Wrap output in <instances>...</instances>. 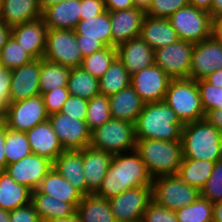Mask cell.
<instances>
[{"label": "cell", "instance_id": "cell-1", "mask_svg": "<svg viewBox=\"0 0 222 222\" xmlns=\"http://www.w3.org/2000/svg\"><path fill=\"white\" fill-rule=\"evenodd\" d=\"M151 178L138 152L115 154L95 195L109 199L135 187L151 186Z\"/></svg>", "mask_w": 222, "mask_h": 222}, {"label": "cell", "instance_id": "cell-2", "mask_svg": "<svg viewBox=\"0 0 222 222\" xmlns=\"http://www.w3.org/2000/svg\"><path fill=\"white\" fill-rule=\"evenodd\" d=\"M184 124L165 102L145 103L135 123L136 139L181 140Z\"/></svg>", "mask_w": 222, "mask_h": 222}, {"label": "cell", "instance_id": "cell-3", "mask_svg": "<svg viewBox=\"0 0 222 222\" xmlns=\"http://www.w3.org/2000/svg\"><path fill=\"white\" fill-rule=\"evenodd\" d=\"M135 150L152 179L176 175L184 158L181 140L136 139Z\"/></svg>", "mask_w": 222, "mask_h": 222}, {"label": "cell", "instance_id": "cell-4", "mask_svg": "<svg viewBox=\"0 0 222 222\" xmlns=\"http://www.w3.org/2000/svg\"><path fill=\"white\" fill-rule=\"evenodd\" d=\"M183 159L222 160V132L206 119L184 124L182 128Z\"/></svg>", "mask_w": 222, "mask_h": 222}, {"label": "cell", "instance_id": "cell-5", "mask_svg": "<svg viewBox=\"0 0 222 222\" xmlns=\"http://www.w3.org/2000/svg\"><path fill=\"white\" fill-rule=\"evenodd\" d=\"M164 101L175 111L183 124L205 118L197 81L193 79H171Z\"/></svg>", "mask_w": 222, "mask_h": 222}, {"label": "cell", "instance_id": "cell-6", "mask_svg": "<svg viewBox=\"0 0 222 222\" xmlns=\"http://www.w3.org/2000/svg\"><path fill=\"white\" fill-rule=\"evenodd\" d=\"M89 146L112 155L132 151L136 146L134 124L112 118L91 131Z\"/></svg>", "mask_w": 222, "mask_h": 222}, {"label": "cell", "instance_id": "cell-7", "mask_svg": "<svg viewBox=\"0 0 222 222\" xmlns=\"http://www.w3.org/2000/svg\"><path fill=\"white\" fill-rule=\"evenodd\" d=\"M168 20L180 40L193 44L213 36V19L210 13L188 4L173 13Z\"/></svg>", "mask_w": 222, "mask_h": 222}, {"label": "cell", "instance_id": "cell-8", "mask_svg": "<svg viewBox=\"0 0 222 222\" xmlns=\"http://www.w3.org/2000/svg\"><path fill=\"white\" fill-rule=\"evenodd\" d=\"M152 201L170 210H178L192 204L200 191L177 175L161 176L152 181Z\"/></svg>", "mask_w": 222, "mask_h": 222}, {"label": "cell", "instance_id": "cell-9", "mask_svg": "<svg viewBox=\"0 0 222 222\" xmlns=\"http://www.w3.org/2000/svg\"><path fill=\"white\" fill-rule=\"evenodd\" d=\"M43 58L69 68L80 67L83 56L74 30L48 29Z\"/></svg>", "mask_w": 222, "mask_h": 222}, {"label": "cell", "instance_id": "cell-10", "mask_svg": "<svg viewBox=\"0 0 222 222\" xmlns=\"http://www.w3.org/2000/svg\"><path fill=\"white\" fill-rule=\"evenodd\" d=\"M48 118L41 95L11 102L3 113V122L6 126L11 130L21 132L29 131Z\"/></svg>", "mask_w": 222, "mask_h": 222}, {"label": "cell", "instance_id": "cell-11", "mask_svg": "<svg viewBox=\"0 0 222 222\" xmlns=\"http://www.w3.org/2000/svg\"><path fill=\"white\" fill-rule=\"evenodd\" d=\"M116 222H141L152 201V186L129 189L108 199Z\"/></svg>", "mask_w": 222, "mask_h": 222}, {"label": "cell", "instance_id": "cell-12", "mask_svg": "<svg viewBox=\"0 0 222 222\" xmlns=\"http://www.w3.org/2000/svg\"><path fill=\"white\" fill-rule=\"evenodd\" d=\"M194 44L179 40L174 44L156 49L154 63L171 79L189 78Z\"/></svg>", "mask_w": 222, "mask_h": 222}, {"label": "cell", "instance_id": "cell-13", "mask_svg": "<svg viewBox=\"0 0 222 222\" xmlns=\"http://www.w3.org/2000/svg\"><path fill=\"white\" fill-rule=\"evenodd\" d=\"M64 150H82L90 145L91 131L85 121L61 112L48 118Z\"/></svg>", "mask_w": 222, "mask_h": 222}, {"label": "cell", "instance_id": "cell-14", "mask_svg": "<svg viewBox=\"0 0 222 222\" xmlns=\"http://www.w3.org/2000/svg\"><path fill=\"white\" fill-rule=\"evenodd\" d=\"M171 78L155 63L131 75V86L145 103L164 101Z\"/></svg>", "mask_w": 222, "mask_h": 222}, {"label": "cell", "instance_id": "cell-15", "mask_svg": "<svg viewBox=\"0 0 222 222\" xmlns=\"http://www.w3.org/2000/svg\"><path fill=\"white\" fill-rule=\"evenodd\" d=\"M219 69H222V43L214 36L195 43L189 79H204Z\"/></svg>", "mask_w": 222, "mask_h": 222}, {"label": "cell", "instance_id": "cell-16", "mask_svg": "<svg viewBox=\"0 0 222 222\" xmlns=\"http://www.w3.org/2000/svg\"><path fill=\"white\" fill-rule=\"evenodd\" d=\"M53 168V162L31 153L19 161L7 165L5 171L16 183L30 190H37L46 174Z\"/></svg>", "mask_w": 222, "mask_h": 222}, {"label": "cell", "instance_id": "cell-17", "mask_svg": "<svg viewBox=\"0 0 222 222\" xmlns=\"http://www.w3.org/2000/svg\"><path fill=\"white\" fill-rule=\"evenodd\" d=\"M41 59H33L23 66L11 70L10 99L17 102L40 95L39 74Z\"/></svg>", "mask_w": 222, "mask_h": 222}, {"label": "cell", "instance_id": "cell-18", "mask_svg": "<svg viewBox=\"0 0 222 222\" xmlns=\"http://www.w3.org/2000/svg\"><path fill=\"white\" fill-rule=\"evenodd\" d=\"M48 27L43 18L11 27V36L34 59L43 58Z\"/></svg>", "mask_w": 222, "mask_h": 222}, {"label": "cell", "instance_id": "cell-19", "mask_svg": "<svg viewBox=\"0 0 222 222\" xmlns=\"http://www.w3.org/2000/svg\"><path fill=\"white\" fill-rule=\"evenodd\" d=\"M145 15L143 9L136 7L110 12L113 47L140 36Z\"/></svg>", "mask_w": 222, "mask_h": 222}, {"label": "cell", "instance_id": "cell-20", "mask_svg": "<svg viewBox=\"0 0 222 222\" xmlns=\"http://www.w3.org/2000/svg\"><path fill=\"white\" fill-rule=\"evenodd\" d=\"M116 51L130 75L154 64V50L140 36L118 45Z\"/></svg>", "mask_w": 222, "mask_h": 222}, {"label": "cell", "instance_id": "cell-21", "mask_svg": "<svg viewBox=\"0 0 222 222\" xmlns=\"http://www.w3.org/2000/svg\"><path fill=\"white\" fill-rule=\"evenodd\" d=\"M31 152L54 162L64 151L58 136L49 120H46L26 131Z\"/></svg>", "mask_w": 222, "mask_h": 222}, {"label": "cell", "instance_id": "cell-22", "mask_svg": "<svg viewBox=\"0 0 222 222\" xmlns=\"http://www.w3.org/2000/svg\"><path fill=\"white\" fill-rule=\"evenodd\" d=\"M112 157L111 153L91 146L83 149V173L87 185V195L95 194L99 190Z\"/></svg>", "mask_w": 222, "mask_h": 222}, {"label": "cell", "instance_id": "cell-23", "mask_svg": "<svg viewBox=\"0 0 222 222\" xmlns=\"http://www.w3.org/2000/svg\"><path fill=\"white\" fill-rule=\"evenodd\" d=\"M81 0H64L47 7L42 18L48 29L74 30L80 21Z\"/></svg>", "mask_w": 222, "mask_h": 222}, {"label": "cell", "instance_id": "cell-24", "mask_svg": "<svg viewBox=\"0 0 222 222\" xmlns=\"http://www.w3.org/2000/svg\"><path fill=\"white\" fill-rule=\"evenodd\" d=\"M140 37L155 51L180 40L168 18L145 15Z\"/></svg>", "mask_w": 222, "mask_h": 222}, {"label": "cell", "instance_id": "cell-25", "mask_svg": "<svg viewBox=\"0 0 222 222\" xmlns=\"http://www.w3.org/2000/svg\"><path fill=\"white\" fill-rule=\"evenodd\" d=\"M53 167L83 195H87L83 173V149L64 150L53 162Z\"/></svg>", "mask_w": 222, "mask_h": 222}, {"label": "cell", "instance_id": "cell-26", "mask_svg": "<svg viewBox=\"0 0 222 222\" xmlns=\"http://www.w3.org/2000/svg\"><path fill=\"white\" fill-rule=\"evenodd\" d=\"M108 98L112 118L129 121L133 124L145 105L131 85L108 96Z\"/></svg>", "mask_w": 222, "mask_h": 222}, {"label": "cell", "instance_id": "cell-27", "mask_svg": "<svg viewBox=\"0 0 222 222\" xmlns=\"http://www.w3.org/2000/svg\"><path fill=\"white\" fill-rule=\"evenodd\" d=\"M38 190L55 199L70 203L75 209L83 198V194L54 167L43 178Z\"/></svg>", "mask_w": 222, "mask_h": 222}, {"label": "cell", "instance_id": "cell-28", "mask_svg": "<svg viewBox=\"0 0 222 222\" xmlns=\"http://www.w3.org/2000/svg\"><path fill=\"white\" fill-rule=\"evenodd\" d=\"M42 18L38 0H2L0 19L13 27Z\"/></svg>", "mask_w": 222, "mask_h": 222}, {"label": "cell", "instance_id": "cell-29", "mask_svg": "<svg viewBox=\"0 0 222 222\" xmlns=\"http://www.w3.org/2000/svg\"><path fill=\"white\" fill-rule=\"evenodd\" d=\"M32 190L16 183L6 171H0V208L12 211L31 203Z\"/></svg>", "mask_w": 222, "mask_h": 222}, {"label": "cell", "instance_id": "cell-30", "mask_svg": "<svg viewBox=\"0 0 222 222\" xmlns=\"http://www.w3.org/2000/svg\"><path fill=\"white\" fill-rule=\"evenodd\" d=\"M74 31L76 35H82V39H98L106 47H113L110 12L107 10L94 18L80 20Z\"/></svg>", "mask_w": 222, "mask_h": 222}, {"label": "cell", "instance_id": "cell-31", "mask_svg": "<svg viewBox=\"0 0 222 222\" xmlns=\"http://www.w3.org/2000/svg\"><path fill=\"white\" fill-rule=\"evenodd\" d=\"M76 213L81 222H116L108 199L95 194L83 195Z\"/></svg>", "mask_w": 222, "mask_h": 222}, {"label": "cell", "instance_id": "cell-32", "mask_svg": "<svg viewBox=\"0 0 222 222\" xmlns=\"http://www.w3.org/2000/svg\"><path fill=\"white\" fill-rule=\"evenodd\" d=\"M31 204L41 221L50 218H65L76 212V209L70 203L43 194L38 189L32 191Z\"/></svg>", "mask_w": 222, "mask_h": 222}, {"label": "cell", "instance_id": "cell-33", "mask_svg": "<svg viewBox=\"0 0 222 222\" xmlns=\"http://www.w3.org/2000/svg\"><path fill=\"white\" fill-rule=\"evenodd\" d=\"M214 164L215 162L208 160L183 159L176 175L186 184L201 191L212 173Z\"/></svg>", "mask_w": 222, "mask_h": 222}, {"label": "cell", "instance_id": "cell-34", "mask_svg": "<svg viewBox=\"0 0 222 222\" xmlns=\"http://www.w3.org/2000/svg\"><path fill=\"white\" fill-rule=\"evenodd\" d=\"M131 85V75L116 57L110 67L99 78L100 94L110 96Z\"/></svg>", "mask_w": 222, "mask_h": 222}, {"label": "cell", "instance_id": "cell-35", "mask_svg": "<svg viewBox=\"0 0 222 222\" xmlns=\"http://www.w3.org/2000/svg\"><path fill=\"white\" fill-rule=\"evenodd\" d=\"M70 95L78 96L87 100L100 94L99 79L91 76L81 66L71 68L67 84Z\"/></svg>", "mask_w": 222, "mask_h": 222}, {"label": "cell", "instance_id": "cell-36", "mask_svg": "<svg viewBox=\"0 0 222 222\" xmlns=\"http://www.w3.org/2000/svg\"><path fill=\"white\" fill-rule=\"evenodd\" d=\"M71 68L41 58L40 95L58 87H67Z\"/></svg>", "mask_w": 222, "mask_h": 222}, {"label": "cell", "instance_id": "cell-37", "mask_svg": "<svg viewBox=\"0 0 222 222\" xmlns=\"http://www.w3.org/2000/svg\"><path fill=\"white\" fill-rule=\"evenodd\" d=\"M4 153L7 165L15 163L30 155L32 152L26 133L8 128L5 139Z\"/></svg>", "mask_w": 222, "mask_h": 222}, {"label": "cell", "instance_id": "cell-38", "mask_svg": "<svg viewBox=\"0 0 222 222\" xmlns=\"http://www.w3.org/2000/svg\"><path fill=\"white\" fill-rule=\"evenodd\" d=\"M175 212L178 222H212L213 203L199 196L192 204Z\"/></svg>", "mask_w": 222, "mask_h": 222}, {"label": "cell", "instance_id": "cell-39", "mask_svg": "<svg viewBox=\"0 0 222 222\" xmlns=\"http://www.w3.org/2000/svg\"><path fill=\"white\" fill-rule=\"evenodd\" d=\"M117 57L116 47H105L83 58L81 67L91 76L99 79Z\"/></svg>", "mask_w": 222, "mask_h": 222}, {"label": "cell", "instance_id": "cell-40", "mask_svg": "<svg viewBox=\"0 0 222 222\" xmlns=\"http://www.w3.org/2000/svg\"><path fill=\"white\" fill-rule=\"evenodd\" d=\"M110 119H112V115L108 96L98 94L92 99L88 100L85 122L90 131L102 126Z\"/></svg>", "mask_w": 222, "mask_h": 222}, {"label": "cell", "instance_id": "cell-41", "mask_svg": "<svg viewBox=\"0 0 222 222\" xmlns=\"http://www.w3.org/2000/svg\"><path fill=\"white\" fill-rule=\"evenodd\" d=\"M34 58L10 36L0 52V65L13 70L31 62Z\"/></svg>", "mask_w": 222, "mask_h": 222}, {"label": "cell", "instance_id": "cell-42", "mask_svg": "<svg viewBox=\"0 0 222 222\" xmlns=\"http://www.w3.org/2000/svg\"><path fill=\"white\" fill-rule=\"evenodd\" d=\"M200 196L213 204L222 201V160L214 164L210 177L200 191Z\"/></svg>", "mask_w": 222, "mask_h": 222}, {"label": "cell", "instance_id": "cell-43", "mask_svg": "<svg viewBox=\"0 0 222 222\" xmlns=\"http://www.w3.org/2000/svg\"><path fill=\"white\" fill-rule=\"evenodd\" d=\"M201 104L206 113L212 109H222V88L216 87L205 79L197 80Z\"/></svg>", "mask_w": 222, "mask_h": 222}, {"label": "cell", "instance_id": "cell-44", "mask_svg": "<svg viewBox=\"0 0 222 222\" xmlns=\"http://www.w3.org/2000/svg\"><path fill=\"white\" fill-rule=\"evenodd\" d=\"M187 5V0H152L146 15L154 18H169L173 13Z\"/></svg>", "mask_w": 222, "mask_h": 222}, {"label": "cell", "instance_id": "cell-45", "mask_svg": "<svg viewBox=\"0 0 222 222\" xmlns=\"http://www.w3.org/2000/svg\"><path fill=\"white\" fill-rule=\"evenodd\" d=\"M48 115L59 113L70 96L67 87H58L41 95Z\"/></svg>", "mask_w": 222, "mask_h": 222}, {"label": "cell", "instance_id": "cell-46", "mask_svg": "<svg viewBox=\"0 0 222 222\" xmlns=\"http://www.w3.org/2000/svg\"><path fill=\"white\" fill-rule=\"evenodd\" d=\"M141 222H178L175 210H170L151 201L143 213Z\"/></svg>", "mask_w": 222, "mask_h": 222}, {"label": "cell", "instance_id": "cell-47", "mask_svg": "<svg viewBox=\"0 0 222 222\" xmlns=\"http://www.w3.org/2000/svg\"><path fill=\"white\" fill-rule=\"evenodd\" d=\"M88 100L70 95L61 108V113L85 121L87 115Z\"/></svg>", "mask_w": 222, "mask_h": 222}, {"label": "cell", "instance_id": "cell-48", "mask_svg": "<svg viewBox=\"0 0 222 222\" xmlns=\"http://www.w3.org/2000/svg\"><path fill=\"white\" fill-rule=\"evenodd\" d=\"M9 218V222H42L31 203L9 211Z\"/></svg>", "mask_w": 222, "mask_h": 222}, {"label": "cell", "instance_id": "cell-49", "mask_svg": "<svg viewBox=\"0 0 222 222\" xmlns=\"http://www.w3.org/2000/svg\"><path fill=\"white\" fill-rule=\"evenodd\" d=\"M12 72L8 68L0 66V108L4 109L11 103L10 83Z\"/></svg>", "mask_w": 222, "mask_h": 222}, {"label": "cell", "instance_id": "cell-50", "mask_svg": "<svg viewBox=\"0 0 222 222\" xmlns=\"http://www.w3.org/2000/svg\"><path fill=\"white\" fill-rule=\"evenodd\" d=\"M106 11L104 0H81L80 20L94 18Z\"/></svg>", "mask_w": 222, "mask_h": 222}, {"label": "cell", "instance_id": "cell-51", "mask_svg": "<svg viewBox=\"0 0 222 222\" xmlns=\"http://www.w3.org/2000/svg\"><path fill=\"white\" fill-rule=\"evenodd\" d=\"M76 40L83 58L106 47L100 40L82 39V35H76Z\"/></svg>", "mask_w": 222, "mask_h": 222}, {"label": "cell", "instance_id": "cell-52", "mask_svg": "<svg viewBox=\"0 0 222 222\" xmlns=\"http://www.w3.org/2000/svg\"><path fill=\"white\" fill-rule=\"evenodd\" d=\"M105 9L109 12L127 10L135 7L133 0H104Z\"/></svg>", "mask_w": 222, "mask_h": 222}, {"label": "cell", "instance_id": "cell-53", "mask_svg": "<svg viewBox=\"0 0 222 222\" xmlns=\"http://www.w3.org/2000/svg\"><path fill=\"white\" fill-rule=\"evenodd\" d=\"M206 121L222 132V109H212L205 113Z\"/></svg>", "mask_w": 222, "mask_h": 222}, {"label": "cell", "instance_id": "cell-54", "mask_svg": "<svg viewBox=\"0 0 222 222\" xmlns=\"http://www.w3.org/2000/svg\"><path fill=\"white\" fill-rule=\"evenodd\" d=\"M8 127L4 122L0 123V171H5L7 167L6 157L4 153L5 139Z\"/></svg>", "mask_w": 222, "mask_h": 222}, {"label": "cell", "instance_id": "cell-55", "mask_svg": "<svg viewBox=\"0 0 222 222\" xmlns=\"http://www.w3.org/2000/svg\"><path fill=\"white\" fill-rule=\"evenodd\" d=\"M11 36V27L0 19V52Z\"/></svg>", "mask_w": 222, "mask_h": 222}, {"label": "cell", "instance_id": "cell-56", "mask_svg": "<svg viewBox=\"0 0 222 222\" xmlns=\"http://www.w3.org/2000/svg\"><path fill=\"white\" fill-rule=\"evenodd\" d=\"M204 79L212 85L222 88V69L214 71Z\"/></svg>", "mask_w": 222, "mask_h": 222}, {"label": "cell", "instance_id": "cell-57", "mask_svg": "<svg viewBox=\"0 0 222 222\" xmlns=\"http://www.w3.org/2000/svg\"><path fill=\"white\" fill-rule=\"evenodd\" d=\"M188 4L193 5L194 7L210 12L213 0H187Z\"/></svg>", "mask_w": 222, "mask_h": 222}, {"label": "cell", "instance_id": "cell-58", "mask_svg": "<svg viewBox=\"0 0 222 222\" xmlns=\"http://www.w3.org/2000/svg\"><path fill=\"white\" fill-rule=\"evenodd\" d=\"M213 36L222 43V16L213 19Z\"/></svg>", "mask_w": 222, "mask_h": 222}, {"label": "cell", "instance_id": "cell-59", "mask_svg": "<svg viewBox=\"0 0 222 222\" xmlns=\"http://www.w3.org/2000/svg\"><path fill=\"white\" fill-rule=\"evenodd\" d=\"M212 19L222 16V0H213L211 11L209 12Z\"/></svg>", "mask_w": 222, "mask_h": 222}, {"label": "cell", "instance_id": "cell-60", "mask_svg": "<svg viewBox=\"0 0 222 222\" xmlns=\"http://www.w3.org/2000/svg\"><path fill=\"white\" fill-rule=\"evenodd\" d=\"M212 222H222V201L213 204Z\"/></svg>", "mask_w": 222, "mask_h": 222}, {"label": "cell", "instance_id": "cell-61", "mask_svg": "<svg viewBox=\"0 0 222 222\" xmlns=\"http://www.w3.org/2000/svg\"><path fill=\"white\" fill-rule=\"evenodd\" d=\"M42 222H81L79 216L75 212L73 215L65 218H50Z\"/></svg>", "mask_w": 222, "mask_h": 222}, {"label": "cell", "instance_id": "cell-62", "mask_svg": "<svg viewBox=\"0 0 222 222\" xmlns=\"http://www.w3.org/2000/svg\"><path fill=\"white\" fill-rule=\"evenodd\" d=\"M152 0H133V3L136 8L143 9L145 12L151 5Z\"/></svg>", "mask_w": 222, "mask_h": 222}, {"label": "cell", "instance_id": "cell-63", "mask_svg": "<svg viewBox=\"0 0 222 222\" xmlns=\"http://www.w3.org/2000/svg\"><path fill=\"white\" fill-rule=\"evenodd\" d=\"M64 0H38V4L42 12L49 6L60 3Z\"/></svg>", "mask_w": 222, "mask_h": 222}, {"label": "cell", "instance_id": "cell-64", "mask_svg": "<svg viewBox=\"0 0 222 222\" xmlns=\"http://www.w3.org/2000/svg\"><path fill=\"white\" fill-rule=\"evenodd\" d=\"M9 211L0 208V222H9Z\"/></svg>", "mask_w": 222, "mask_h": 222}, {"label": "cell", "instance_id": "cell-65", "mask_svg": "<svg viewBox=\"0 0 222 222\" xmlns=\"http://www.w3.org/2000/svg\"><path fill=\"white\" fill-rule=\"evenodd\" d=\"M3 113L4 111L0 108V123L3 122Z\"/></svg>", "mask_w": 222, "mask_h": 222}]
</instances>
